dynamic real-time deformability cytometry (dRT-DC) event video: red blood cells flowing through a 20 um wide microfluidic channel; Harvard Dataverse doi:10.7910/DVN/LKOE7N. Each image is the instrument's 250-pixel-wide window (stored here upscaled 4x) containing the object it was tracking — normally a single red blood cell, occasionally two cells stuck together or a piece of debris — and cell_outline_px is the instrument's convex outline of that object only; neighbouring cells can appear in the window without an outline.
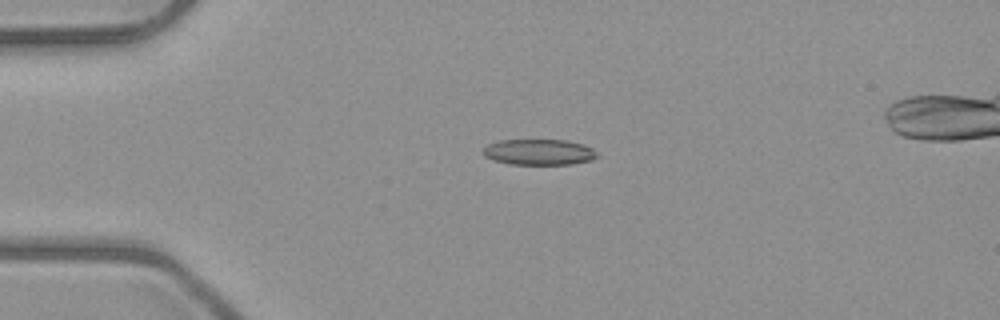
{"species": "common noctule bat (a hibernating species)", "species_latin": "Nyctalus noctula", "temperature_condition": "room temperature", "stored_images_in_passage": 4, "camera_frame_rate_fps": 3000, "um_per_image_px": 0.085, "animal": {"sex": "male", "body_mass_g": 23.1, "forearm_length_mm": 52.7}, "frame": {"image": 1, "passage_image": 2, "time_ms": 1.0, "image_size_px": [1000, 320], "cell_outline_px": [[600, 156], [592, 160], [572, 164], [508, 164], [492, 160], [484, 156], [484, 148], [488, 144], [496, 140], [564, 140], [580, 144], [592, 148]], "centroid_in_image_um": [45.8, 12.93], "position_along_channel_um": 39.2, "area_um2": 17.17}}
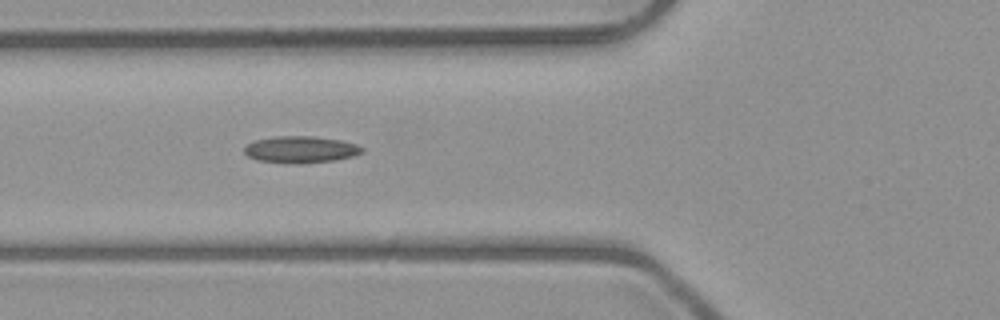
{"frame": {"image": 2, "passage_image": 4, "time_ms": 3.333, "image_size_px": [1000, 320], "cell_outline_px": [[364, 152], [352, 156], [336, 160], [304, 164], [256, 160], [248, 156], [244, 152], [244, 148], [248, 144], [256, 140], [276, 136], [312, 136], [340, 140], [356, 144], [364, 148]], "centroid_in_image_um": [25.58, 12.71], "position_along_channel_um": 100.2, "area_um2": 18.32}}